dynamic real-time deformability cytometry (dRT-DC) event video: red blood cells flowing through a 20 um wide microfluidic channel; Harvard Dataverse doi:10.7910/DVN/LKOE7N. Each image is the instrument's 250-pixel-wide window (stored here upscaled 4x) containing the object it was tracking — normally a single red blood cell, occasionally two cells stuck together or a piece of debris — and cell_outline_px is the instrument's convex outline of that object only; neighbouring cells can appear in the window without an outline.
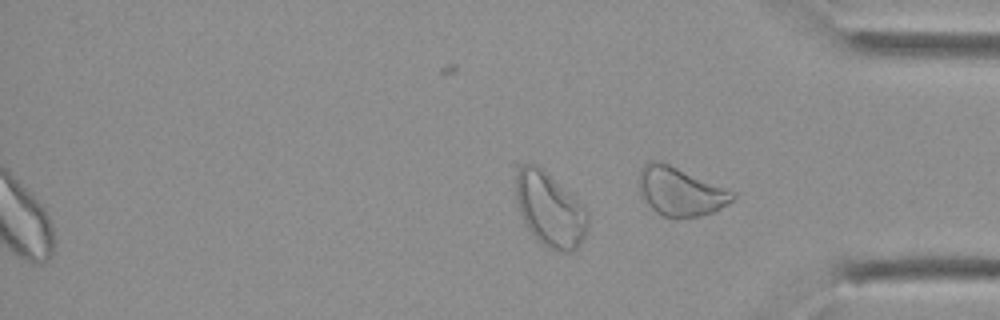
{"species": "Egyptian fruit bat (a non-hibernating species)", "species_latin": "Rousettus aegyptiacus", "temperature_condition": "cold", "stored_images_in_passage": 23, "segment_of_instrument_passage": [2, 2], "camera_frame_rate_fps": 3000, "um_per_image_px": 0.085, "animal": {"sex": "female"}, "frame": {"image": 1, "passage_image": 23, "time_ms": 7.333, "image_size_px": [1000, 320], "cell_outline_px": [[736, 196], [728, 204], [712, 212], [700, 216], [676, 220], [672, 220], [656, 212], [640, 196], [636, 184], [640, 168], [648, 160], [660, 160], [736, 192]], "centroid_in_image_um": [57.77, 16.28], "position_along_channel_um": 377.4, "area_um2": 27.28}}